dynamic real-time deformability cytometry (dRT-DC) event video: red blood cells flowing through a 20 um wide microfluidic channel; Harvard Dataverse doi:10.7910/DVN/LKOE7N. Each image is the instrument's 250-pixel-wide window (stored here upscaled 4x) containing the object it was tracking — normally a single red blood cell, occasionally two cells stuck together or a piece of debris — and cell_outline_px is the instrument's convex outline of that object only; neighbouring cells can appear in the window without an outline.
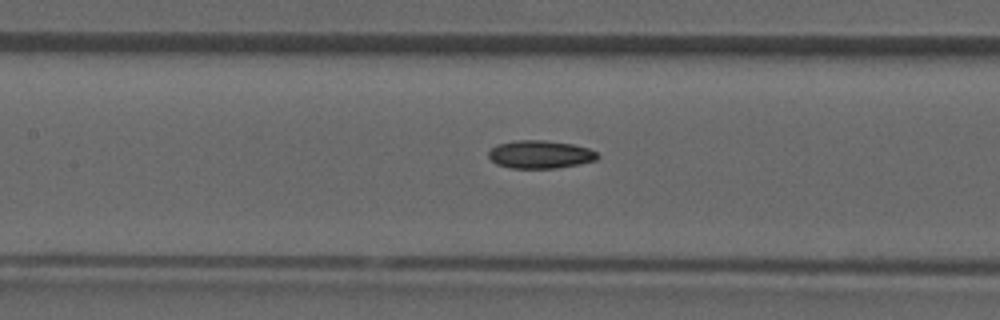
{"species": "common noctule bat (a hibernating species)", "species_latin": "Nyctalus noctula", "temperature_condition": "room temperature", "stored_images_in_passage": 44, "camera_frame_rate_fps": 3000, "um_per_image_px": 0.085, "animal": {"sex": "male", "forearm_length_mm": 52.5}, "frame": {"image": 1, "passage_image": 19, "time_ms": 6.0, "image_size_px": [1000, 320], "cell_outline_px": [[600, 156], [596, 160], [580, 164], [556, 168], [512, 168], [496, 164], [488, 156], [488, 152], [492, 148], [500, 144], [516, 140], [544, 140], [572, 144], [588, 148], [596, 152]], "centroid_in_image_um": [45.93, 13.13], "position_along_channel_um": 161.5, "area_um2": 17.69}}